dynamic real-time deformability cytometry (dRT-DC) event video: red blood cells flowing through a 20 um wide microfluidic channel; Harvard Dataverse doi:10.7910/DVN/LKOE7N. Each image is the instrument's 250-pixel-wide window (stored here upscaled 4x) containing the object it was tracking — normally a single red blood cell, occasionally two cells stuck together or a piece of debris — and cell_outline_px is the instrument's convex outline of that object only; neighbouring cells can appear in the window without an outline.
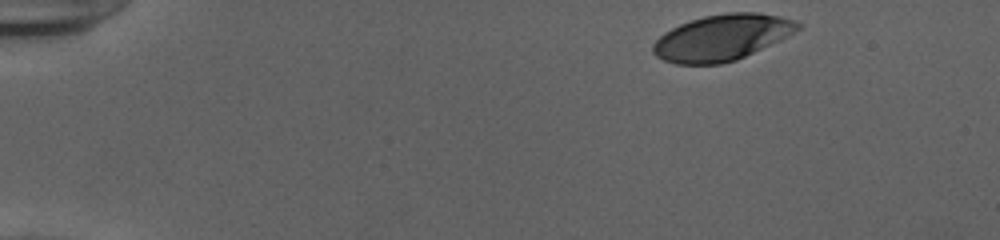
{"species": "human", "species_latin": "Homo sapiens", "temperature_condition": "cold", "stored_images_in_passage": 47, "camera_frame_rate_fps": 3000, "um_per_image_px": 0.085, "donor": {"sex": "female"}, "frame": {"image": 1, "passage_image": 1, "time_ms": 0.0, "image_size_px": [1000, 240], "cell_outline_px": [[804, 24], [800, 28], [788, 36], [780, 40], [736, 60], [720, 64], [676, 64], [664, 60], [656, 56], [652, 52], [652, 44], [664, 32], [680, 24], [704, 16], [728, 12], [760, 12], [780, 16], [796, 20]], "centroid_in_image_um": [61.38, 3.18], "position_along_channel_um": 23.6, "area_um2": 38.84}}
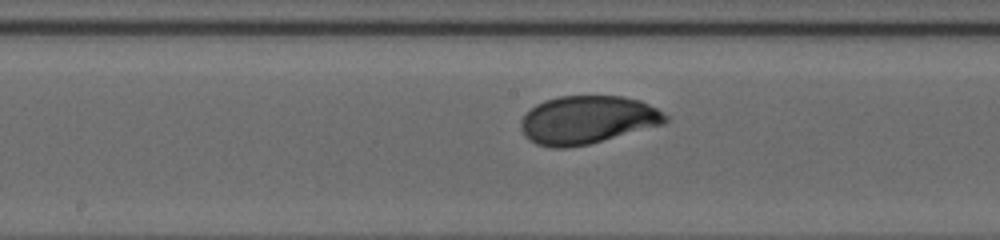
{"frame": {"image": 2, "passage_image": 23, "time_ms": 7.333, "image_size_px": [1000, 240], "cell_outline_px": [[668, 120], [664, 124], [588, 144], [568, 148], [552, 148], [536, 144], [524, 136], [520, 128], [520, 120], [536, 104], [544, 100], [556, 96], [624, 96], [640, 100], [656, 108], [668, 116]], "centroid_in_image_um": [49.9, 10.19], "position_along_channel_um": 198.3, "area_um2": 40.58}}
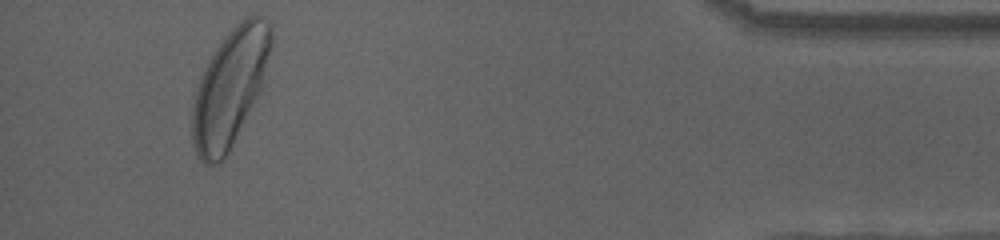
{"frame": {"image": 3, "passage_image": 44, "time_ms": 14.333, "image_size_px": [1000, 240], "cell_outline_px": [[272, 44], [260, 88], [228, 152], [216, 164], [204, 164], [196, 156], [192, 144], [192, 108], [196, 92], [200, 80], [216, 48], [228, 32], [236, 24], [248, 16], [260, 16], [272, 24]], "centroid_in_image_um": [19.52, 7.45], "position_along_channel_um": 415.7, "area_um2": 52.25}, "authors_computed_cell_mechanics": {"area_um2": 40.5756, "velocity_mm_per_s": 3.8733, "shape_relaxation_time_tau1_ms": 2.6154, "shape_relaxation_time_tau2_ms": 0.6597, "deformation_change_tau1": 0.1597, "deformation_change_tau2": 0.0421}}